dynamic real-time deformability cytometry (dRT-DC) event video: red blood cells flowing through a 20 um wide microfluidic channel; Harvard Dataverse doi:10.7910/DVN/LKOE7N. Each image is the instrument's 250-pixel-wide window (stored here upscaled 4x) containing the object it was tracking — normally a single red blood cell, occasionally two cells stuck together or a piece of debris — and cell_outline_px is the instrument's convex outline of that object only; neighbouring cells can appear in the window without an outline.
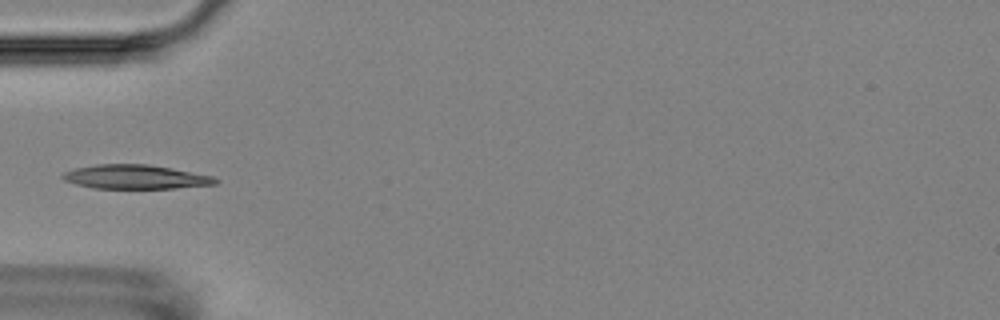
{"species": "Egyptian fruit bat (a non-hibernating species)", "species_latin": "Rousettus aegyptiacus", "temperature_condition": "room temperature", "stored_images_in_passage": 10, "camera_frame_rate_fps": 3000, "um_per_image_px": 0.085, "animal": {"sex": "female"}, "frame": {"image": 1, "passage_image": 4, "time_ms": 4.333, "image_size_px": [1000, 320], "cell_outline_px": [[220, 180], [216, 184], [176, 188], [92, 188], [76, 184], [64, 180], [60, 176], [64, 172], [76, 168], [96, 164], [148, 164], [172, 168], [212, 176]], "centroid_in_image_um": [11.51, 15.03], "position_along_channel_um": 73.5, "area_um2": 21.39}}
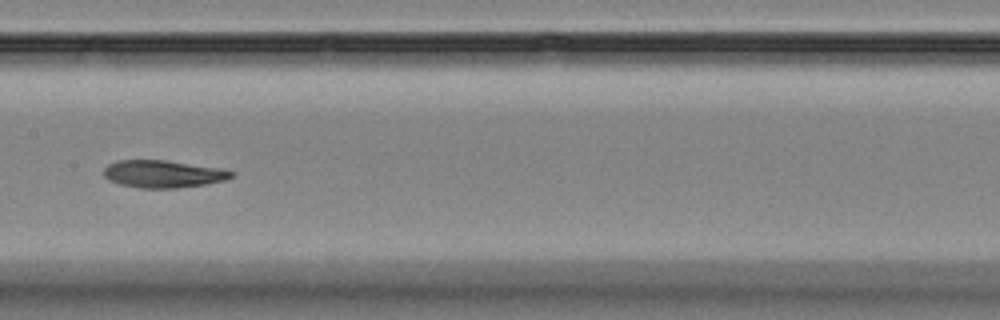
{"frame": {"image": 2, "passage_image": 7, "time_ms": 7.667, "image_size_px": [1000, 320], "cell_outline_px": [[232, 176], [228, 180], [204, 184], [176, 188], [140, 188], [120, 184], [108, 180], [104, 176], [104, 168], [108, 164], [116, 160], [164, 160], [224, 168], [232, 172]], "centroid_in_image_um": [13.86, 14.78], "position_along_channel_um": 193.5, "area_um2": 20.46}}
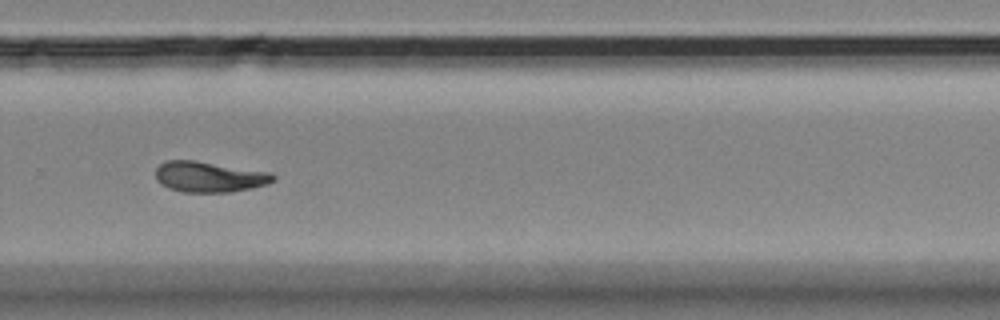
{"frame": {"image": 3, "passage_image": 10, "time_ms": 11.0, "image_size_px": [1000, 320], "cell_outline_px": [[276, 180], [268, 184], [252, 188], [228, 192], [184, 192], [168, 188], [160, 184], [156, 180], [156, 168], [160, 164], [168, 160], [196, 160], [272, 172], [276, 176]], "centroid_in_image_um": [17.81, 15.02], "position_along_channel_um": 312.0, "area_um2": 21.27}}